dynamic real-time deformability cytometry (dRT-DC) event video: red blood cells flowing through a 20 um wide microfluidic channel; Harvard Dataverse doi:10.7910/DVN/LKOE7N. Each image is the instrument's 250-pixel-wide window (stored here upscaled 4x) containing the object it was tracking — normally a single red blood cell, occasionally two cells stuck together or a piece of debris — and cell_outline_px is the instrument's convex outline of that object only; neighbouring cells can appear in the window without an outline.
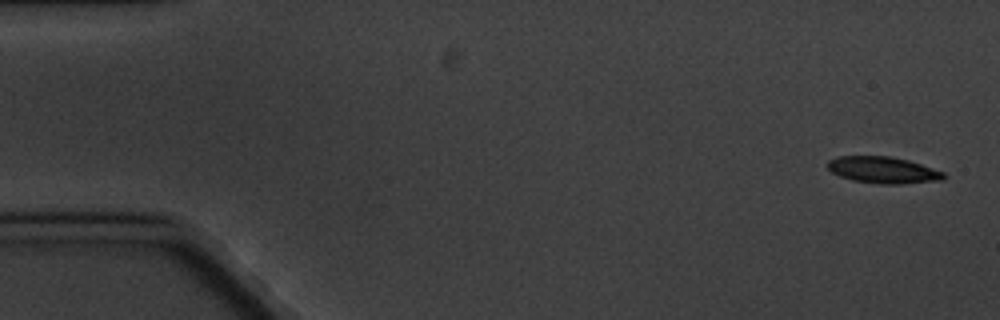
{"species": "common noctule bat (a hibernating species)", "species_latin": "Nyctalus noctula", "temperature_condition": "cold", "stored_images_in_passage": 4, "camera_frame_rate_fps": 3000, "um_per_image_px": 0.085, "animal": {"sex": "male", "body_mass_g": 20.1, "forearm_length_mm": 53.5}, "frame": {"image": 1, "passage_image": 1, "time_ms": 0.0, "image_size_px": [1000, 320], "cell_outline_px": [[944, 180], [900, 184], [880, 184], [852, 180], [840, 176], [832, 172], [824, 164], [828, 160], [836, 156], [888, 156], [908, 160], [944, 172]], "centroid_in_image_um": [75.01, 14.45], "position_along_channel_um": 10.0, "area_um2": 18.03}}